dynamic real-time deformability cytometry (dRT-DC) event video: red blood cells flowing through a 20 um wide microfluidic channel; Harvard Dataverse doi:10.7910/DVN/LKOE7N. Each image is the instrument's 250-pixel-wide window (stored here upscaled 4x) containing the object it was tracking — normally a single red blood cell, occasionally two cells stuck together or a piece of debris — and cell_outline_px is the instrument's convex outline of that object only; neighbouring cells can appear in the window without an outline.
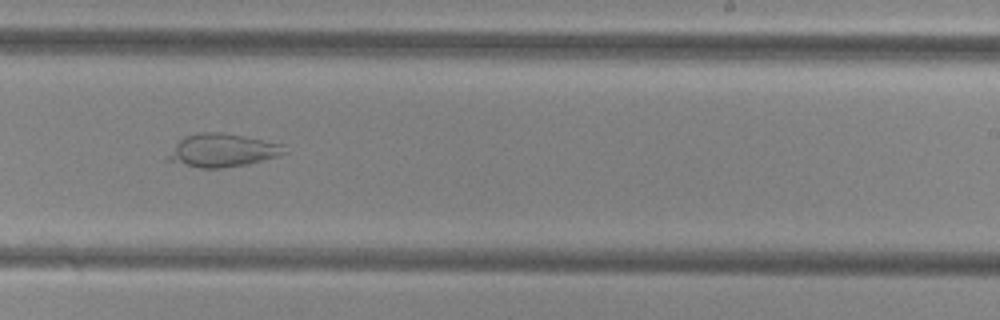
{"species": "common noctule bat (a hibernating species)", "species_latin": "Nyctalus noctula", "temperature_condition": "cold", "stored_images_in_passage": 51, "camera_frame_rate_fps": 3000, "um_per_image_px": 0.085, "animal": {"sex": "female", "body_mass_g": 29.2, "forearm_length_mm": 56.3}, "frame": {"image": 1, "passage_image": 30, "time_ms": 9.667, "image_size_px": [1000, 320], "cell_outline_px": [[288, 152], [276, 156], [248, 164], [220, 168], [200, 168], [164, 160], [176, 144], [184, 136], [196, 132], [224, 132], [284, 144]], "centroid_in_image_um": [18.9, 12.77], "position_along_channel_um": 270.1, "area_um2": 22.54}}
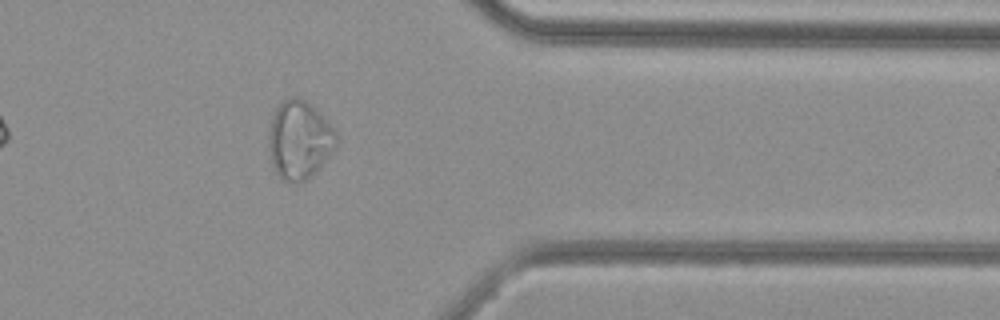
{"frame": {"image": 2, "passage_image": 40, "time_ms": 13.0, "image_size_px": [1000, 320], "cell_outline_px": [[336, 148], [312, 176], [300, 184], [288, 184], [280, 180], [276, 172], [268, 148], [268, 132], [272, 116], [276, 108], [288, 96], [300, 96], [320, 112], [336, 132]], "centroid_in_image_um": [25.43, 11.92], "position_along_channel_um": 386.0, "area_um2": 31.39}}
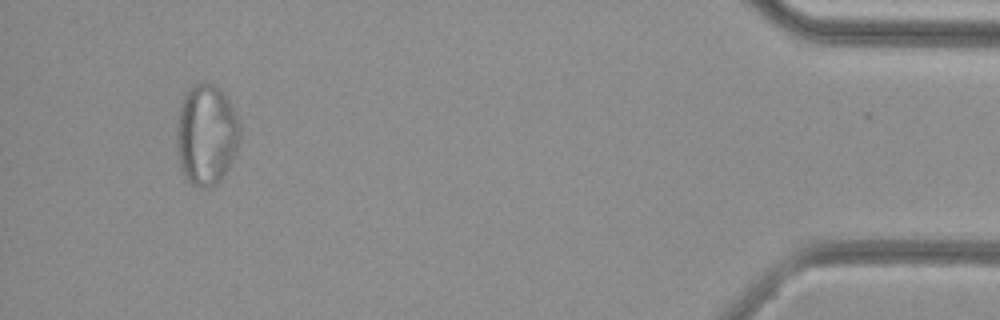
{"frame": {"image": 3, "passage_image": 47, "time_ms": 15.333, "image_size_px": [1000, 320], "cell_outline_px": [[240, 140], [228, 168], [220, 180], [216, 184], [208, 188], [200, 188], [192, 184], [184, 176], [180, 168], [176, 156], [176, 120], [180, 104], [184, 92], [196, 84], [216, 84], [220, 88], [232, 104], [240, 124]], "centroid_in_image_um": [17.51, 11.45], "position_along_channel_um": 417.7, "area_um2": 37.86}}